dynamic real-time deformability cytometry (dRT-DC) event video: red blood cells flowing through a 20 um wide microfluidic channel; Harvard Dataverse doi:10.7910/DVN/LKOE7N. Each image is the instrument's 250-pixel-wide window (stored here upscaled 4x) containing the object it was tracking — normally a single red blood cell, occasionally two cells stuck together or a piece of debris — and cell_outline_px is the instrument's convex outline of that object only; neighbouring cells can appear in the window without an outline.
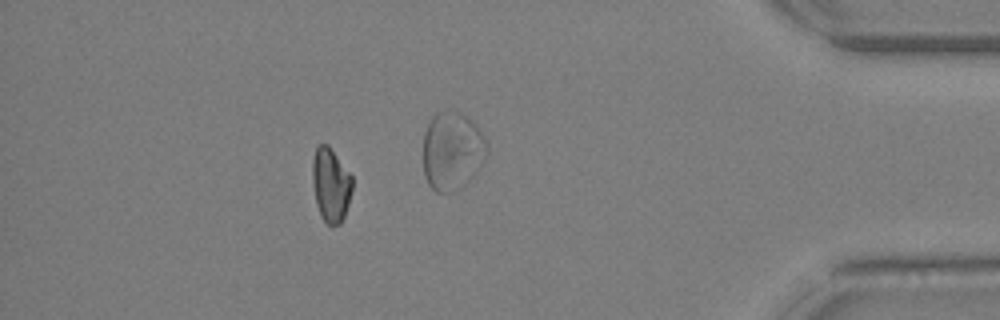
{"species": "Egyptian fruit bat (a non-hibernating species)", "species_latin": "Rousettus aegyptiacus", "temperature_condition": "warm", "stored_images_in_passage": 28, "segment_of_instrument_passage": [1, 2], "camera_frame_rate_fps": 3000, "um_per_image_px": 0.085, "animal": {"sex": "female"}, "frame": {"image": 1, "passage_image": 24, "time_ms": 7.667, "image_size_px": [1000, 320], "cell_outline_px": [[352, 188], [348, 204], [344, 216], [340, 224], [332, 228], [320, 216], [316, 204], [312, 180], [312, 160], [316, 148], [320, 144], [328, 144], [352, 176]], "centroid_in_image_um": [28.1, 15.73], "position_along_channel_um": 407.1, "area_um2": 17.28}}